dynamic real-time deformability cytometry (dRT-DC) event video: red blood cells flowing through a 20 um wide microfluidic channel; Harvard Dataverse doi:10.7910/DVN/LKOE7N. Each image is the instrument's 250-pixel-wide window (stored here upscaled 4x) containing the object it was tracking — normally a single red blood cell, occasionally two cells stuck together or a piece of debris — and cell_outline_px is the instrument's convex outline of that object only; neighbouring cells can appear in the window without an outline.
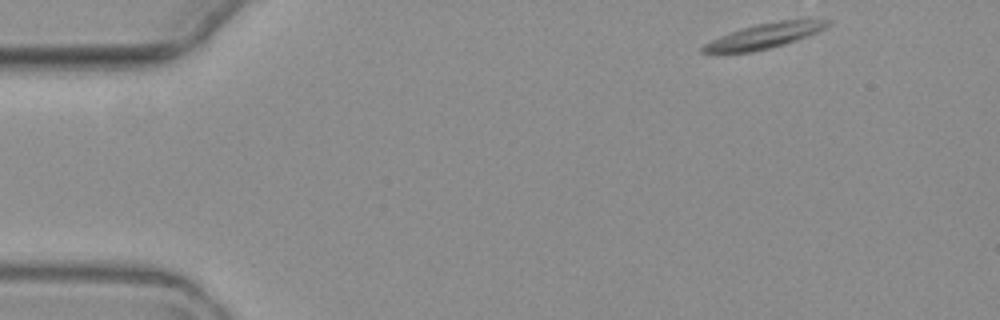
{"species": "common noctule bat (a hibernating species)", "species_latin": "Nyctalus noctula", "temperature_condition": "warm", "stored_images_in_passage": 3, "camera_frame_rate_fps": 3000, "um_per_image_px": 0.085, "animal": {"sex": "female", "body_mass_g": 19.3, "forearm_length_mm": 54.1}, "frame": {"image": 1, "passage_image": 1, "time_ms": 0.0, "image_size_px": [1000, 320], "cell_outline_px": [[832, 20], [824, 28], [816, 32], [796, 40], [784, 44], [752, 52], [700, 52], [700, 48], [704, 44], [728, 32], [740, 28], [756, 24], [776, 20]], "centroid_in_image_um": [64.91, 3.04], "position_along_channel_um": 20.1, "area_um2": 17.8}}
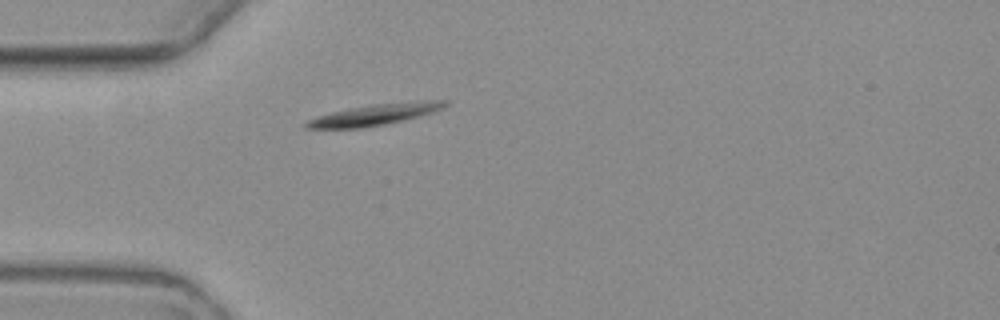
{"frame": {"image": 2, "passage_image": 3, "time_ms": 3.333, "image_size_px": [1000, 320], "cell_outline_px": [[448, 104], [444, 108], [432, 112], [384, 124], [360, 128], [304, 128], [304, 124], [308, 120], [332, 112], [348, 108], [372, 104], [412, 100], [448, 100]], "centroid_in_image_um": [31.9, 9.71], "position_along_channel_um": 53.1, "area_um2": 16.94}}